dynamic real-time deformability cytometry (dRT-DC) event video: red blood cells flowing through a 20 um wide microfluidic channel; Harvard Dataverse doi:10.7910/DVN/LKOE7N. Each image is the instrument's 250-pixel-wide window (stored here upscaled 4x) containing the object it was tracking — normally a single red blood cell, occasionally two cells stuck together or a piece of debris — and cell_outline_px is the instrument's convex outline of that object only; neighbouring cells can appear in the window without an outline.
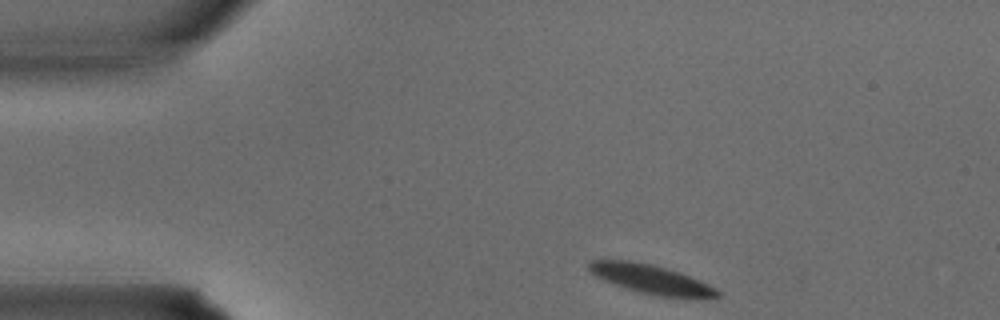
{"species": "common noctule bat (a hibernating species)", "species_latin": "Nyctalus noctula", "temperature_condition": "warm", "stored_images_in_passage": 25, "camera_frame_rate_fps": 3000, "um_per_image_px": 0.085, "animal": {"sex": "male", "body_mass_g": 15.6}, "frame": {"image": 1, "passage_image": 1, "time_ms": 0.0, "image_size_px": [1000, 320], "cell_outline_px": [[720, 296], [660, 296], [640, 292], [604, 280], [596, 276], [588, 268], [588, 264], [592, 260], [632, 260], [652, 264], [680, 272], [700, 280], [716, 288], [720, 292]], "centroid_in_image_um": [55.3, 23.69], "position_along_channel_um": 29.7, "area_um2": 21.1}}
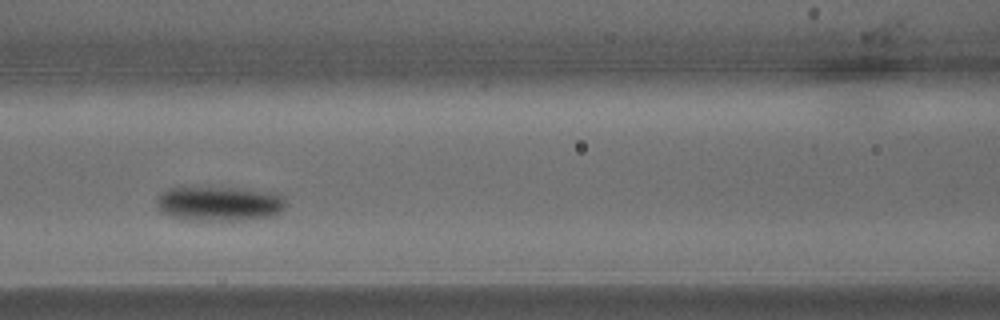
{"frame": {"image": 2, "passage_image": 10, "time_ms": 3.0, "image_size_px": [1000, 320], "cell_outline_px": [[284, 208], [272, 216], [244, 220], [184, 220], [168, 216], [160, 212], [156, 204], [156, 200], [160, 192], [168, 188], [244, 188], [280, 192], [284, 196]], "centroid_in_image_um": [18.63, 17.3], "position_along_channel_um": 148.0, "area_um2": 26.53}}
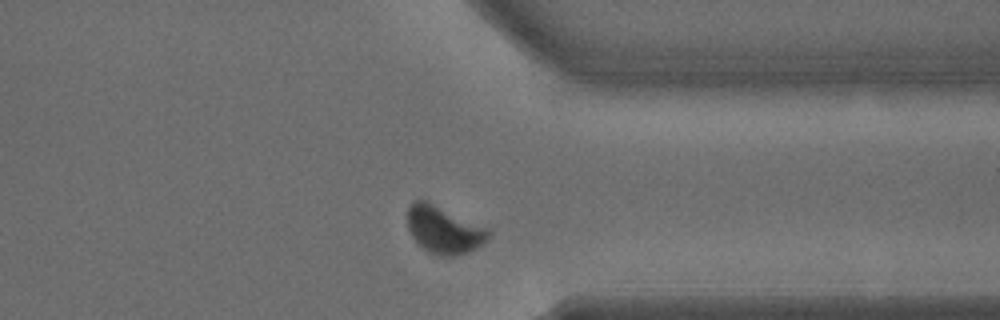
{"frame": {"image": 3, "passage_image": 22, "time_ms": 7.0, "image_size_px": [1000, 320], "cell_outline_px": [[492, 236], [488, 240], [468, 252], [456, 256], [440, 256], [428, 252], [412, 236], [408, 228], [408, 208], [412, 200], [424, 200], [488, 228], [492, 232]], "centroid_in_image_um": [37.75, 19.55], "position_along_channel_um": 373.6, "area_um2": 22.14}}